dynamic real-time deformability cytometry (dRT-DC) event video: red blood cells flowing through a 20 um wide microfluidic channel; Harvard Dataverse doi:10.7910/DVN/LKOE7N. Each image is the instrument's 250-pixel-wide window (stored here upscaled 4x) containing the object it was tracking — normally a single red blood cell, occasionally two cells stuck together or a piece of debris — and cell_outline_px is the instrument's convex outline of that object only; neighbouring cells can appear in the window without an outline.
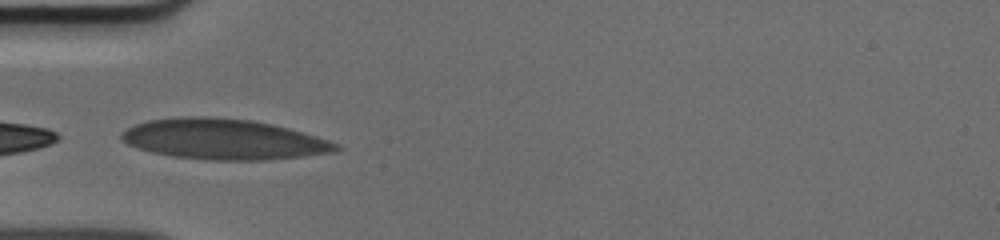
{"species": "human", "species_latin": "Homo sapiens", "temperature_condition": "cold", "stored_images_in_passage": 4, "camera_frame_rate_fps": 3000, "um_per_image_px": 0.085, "donor": {"sex": "male"}, "frame": {"image": 1, "passage_image": 1, "time_ms": 0.0, "image_size_px": [1000, 240], "cell_outline_px": [[340, 148], [336, 152], [264, 160], [208, 160], [172, 156], [152, 152], [136, 148], [120, 140], [120, 132], [136, 124], [148, 120], [184, 116], [208, 116], [252, 120], [272, 124], [288, 128], [328, 140], [340, 144]], "centroid_in_image_um": [18.97, 11.83], "position_along_channel_um": 66.0, "area_um2": 50.63}}